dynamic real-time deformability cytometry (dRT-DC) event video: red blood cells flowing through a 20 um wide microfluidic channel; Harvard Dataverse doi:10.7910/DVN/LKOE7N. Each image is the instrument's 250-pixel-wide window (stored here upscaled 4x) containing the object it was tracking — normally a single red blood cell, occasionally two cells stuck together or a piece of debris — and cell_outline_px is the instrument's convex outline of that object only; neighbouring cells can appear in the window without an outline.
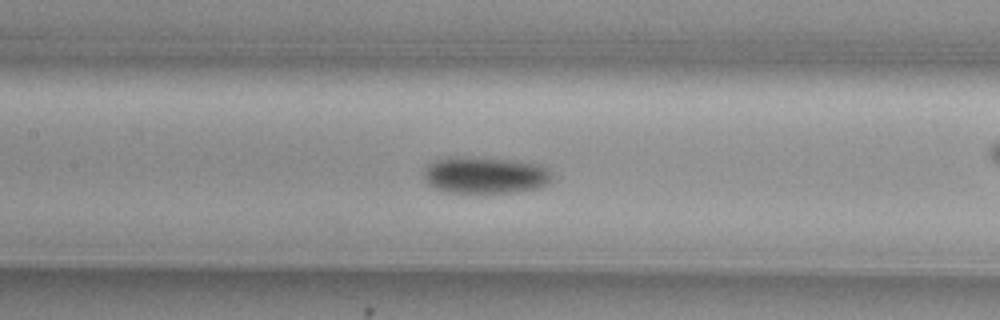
{"species": "common noctule bat (a hibernating species)", "species_latin": "Nyctalus noctula", "temperature_condition": "cold", "stored_images_in_passage": 54, "camera_frame_rate_fps": 3000, "um_per_image_px": 0.085, "animal": {"sex": "female", "body_mass_g": 29.2, "forearm_length_mm": 56.3}, "frame": {"image": 1, "passage_image": 24, "time_ms": 7.667, "image_size_px": [1000, 320], "cell_outline_px": [[552, 180], [548, 184], [540, 188], [516, 192], [444, 192], [428, 184], [424, 176], [424, 168], [428, 164], [436, 160], [452, 156], [468, 156], [524, 160], [544, 164], [552, 172]], "centroid_in_image_um": [41.32, 14.85], "position_along_channel_um": 166.1, "area_um2": 28.26}}
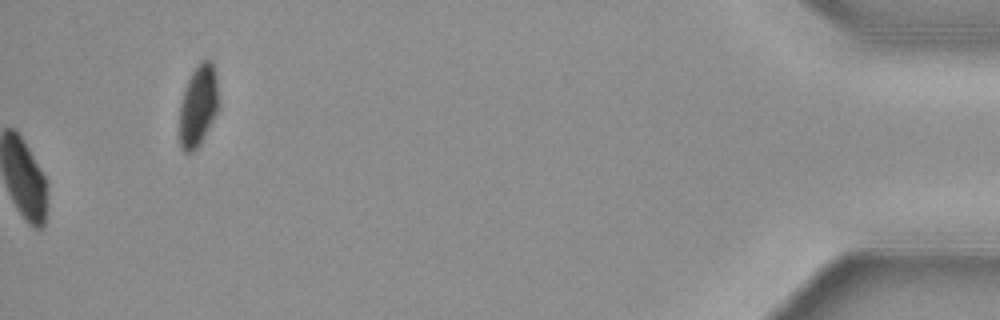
{"frame": {"image": 2, "passage_image": 54, "time_ms": 17.667, "image_size_px": [1000, 320], "cell_outline_px": [[216, 112], [200, 144], [192, 152], [184, 152], [180, 148], [180, 104], [188, 80], [192, 72], [200, 60], [212, 60], [216, 72]], "centroid_in_image_um": [16.82, 8.97], "position_along_channel_um": 418.4, "area_um2": 18.03}, "authors_computed_cell_mechanics": {"area_um2": 25.7499, "velocity_mm_per_s": 3.7784, "shape_relaxation_time_tau1_ms": 3.4968, "shape_relaxation_time_tau2_ms": null, "deformation_change_tau1": 0.1029, "deformation_change_tau2": null}}